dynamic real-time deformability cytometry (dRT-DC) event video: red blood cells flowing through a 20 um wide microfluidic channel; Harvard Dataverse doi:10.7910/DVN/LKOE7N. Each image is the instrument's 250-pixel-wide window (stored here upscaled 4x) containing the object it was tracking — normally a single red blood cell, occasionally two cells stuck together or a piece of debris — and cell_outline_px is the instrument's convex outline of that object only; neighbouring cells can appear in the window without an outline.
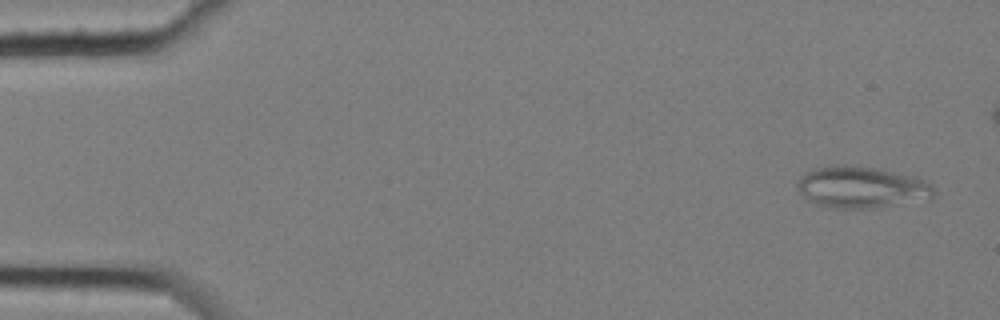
{"species": "common noctule bat (a hibernating species)", "species_latin": "Nyctalus noctula", "temperature_condition": "cold", "stored_images_in_passage": 6, "camera_frame_rate_fps": 3000, "um_per_image_px": 0.085, "animal": {"sex": "female", "body_mass_g": 25.1}, "frame": {"image": 1, "passage_image": 1, "time_ms": 0.0, "image_size_px": [1000, 320], "cell_outline_px": [[936, 192], [932, 200], [872, 208], [840, 208], [816, 204], [808, 200], [800, 192], [796, 184], [800, 176], [804, 172], [828, 164], [844, 164], [876, 168], [916, 176], [932, 184], [936, 188]], "centroid_in_image_um": [73.29, 15.9], "position_along_channel_um": 11.7, "area_um2": 33.76}}